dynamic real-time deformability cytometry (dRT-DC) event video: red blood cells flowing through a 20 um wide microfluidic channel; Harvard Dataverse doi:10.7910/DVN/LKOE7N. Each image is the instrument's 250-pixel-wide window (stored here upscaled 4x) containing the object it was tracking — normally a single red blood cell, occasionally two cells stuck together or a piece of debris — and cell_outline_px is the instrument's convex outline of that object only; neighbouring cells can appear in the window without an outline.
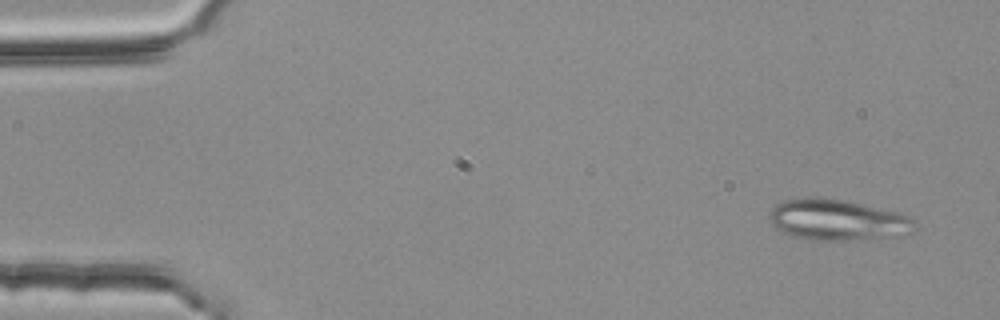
{"species": "common noctule bat (a hibernating species)", "species_latin": "Nyctalus noctula", "temperature_condition": "room temperature", "stored_images_in_passage": 3, "camera_frame_rate_fps": 3000, "um_per_image_px": 0.085, "animal": {"sex": "female", "body_mass_g": 25.1}, "frame": {"image": 1, "passage_image": 1, "time_ms": 0.0, "image_size_px": [1000, 320], "cell_outline_px": [[916, 228], [912, 232], [904, 236], [864, 240], [812, 240], [792, 236], [776, 228], [768, 220], [768, 216], [772, 208], [776, 204], [784, 200], [804, 196], [844, 200], [904, 212], [912, 216], [916, 220]], "centroid_in_image_um": [71.28, 18.69], "position_along_channel_um": 13.7, "area_um2": 35.72}}